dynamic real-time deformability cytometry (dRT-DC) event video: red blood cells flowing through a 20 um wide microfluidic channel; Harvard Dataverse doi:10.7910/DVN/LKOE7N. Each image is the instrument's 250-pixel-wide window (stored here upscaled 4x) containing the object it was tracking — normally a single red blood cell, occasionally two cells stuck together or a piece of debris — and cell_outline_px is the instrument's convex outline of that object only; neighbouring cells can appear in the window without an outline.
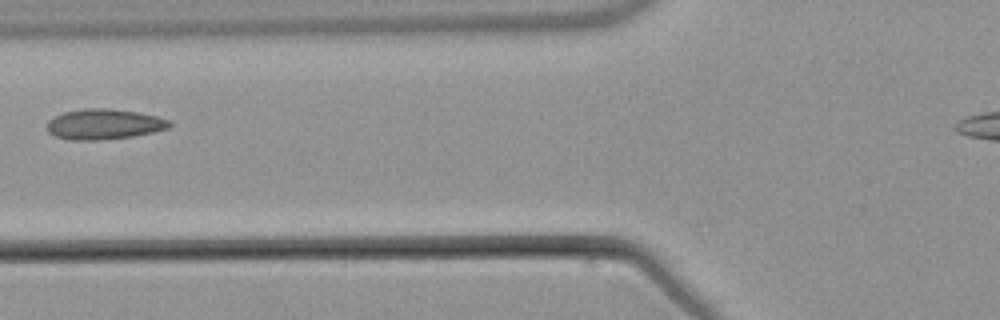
{"species": "common noctule bat (a hibernating species)", "species_latin": "Nyctalus noctula", "temperature_condition": "warm", "stored_images_in_passage": 5, "camera_frame_rate_fps": 3000, "um_per_image_px": 0.085, "animal": {"sex": "male", "body_mass_g": 21.5, "forearm_length_mm": 52.0}, "frame": {"image": 1, "passage_image": 5, "time_ms": 4.667, "image_size_px": [1000, 320], "cell_outline_px": [[172, 124], [168, 128], [152, 132], [132, 136], [96, 140], [68, 140], [56, 136], [48, 132], [44, 128], [44, 124], [48, 120], [64, 112], [84, 108], [108, 108], [136, 112], [156, 116], [168, 120]], "centroid_in_image_um": [8.77, 10.55], "position_along_channel_um": 117.0, "area_um2": 21.68}}